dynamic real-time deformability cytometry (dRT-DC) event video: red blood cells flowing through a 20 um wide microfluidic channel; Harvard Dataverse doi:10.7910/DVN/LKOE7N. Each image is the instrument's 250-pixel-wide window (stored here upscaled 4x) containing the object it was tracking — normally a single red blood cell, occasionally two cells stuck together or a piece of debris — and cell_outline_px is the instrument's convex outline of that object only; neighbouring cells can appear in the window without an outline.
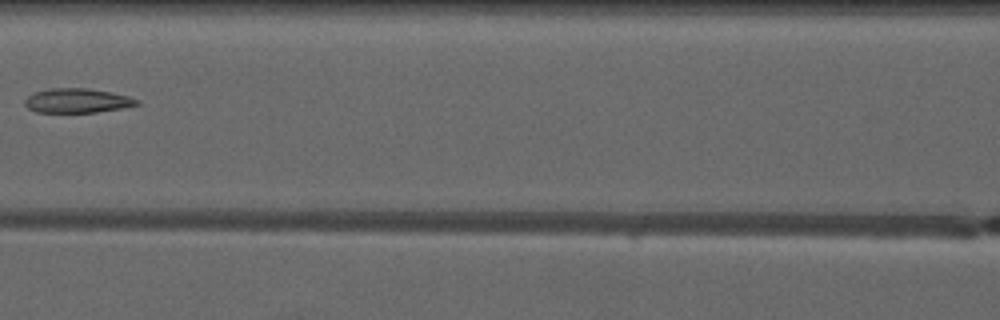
{"species": "common noctule bat (a hibernating species)", "species_latin": "Nyctalus noctula", "temperature_condition": "warm", "stored_images_in_passage": 4, "camera_frame_rate_fps": 3000, "um_per_image_px": 0.085, "animal": {"sex": "male", "forearm_length_mm": 52.5}, "frame": {"image": 1, "passage_image": 4, "time_ms": 4.333, "image_size_px": [1000, 320], "cell_outline_px": [[140, 104], [124, 108], [96, 112], [36, 112], [28, 108], [24, 104], [24, 100], [28, 96], [36, 92], [48, 88], [88, 88], [112, 92], [128, 96], [140, 100]], "centroid_in_image_um": [6.59, 8.55], "position_along_channel_um": 160.0, "area_um2": 16.01}}